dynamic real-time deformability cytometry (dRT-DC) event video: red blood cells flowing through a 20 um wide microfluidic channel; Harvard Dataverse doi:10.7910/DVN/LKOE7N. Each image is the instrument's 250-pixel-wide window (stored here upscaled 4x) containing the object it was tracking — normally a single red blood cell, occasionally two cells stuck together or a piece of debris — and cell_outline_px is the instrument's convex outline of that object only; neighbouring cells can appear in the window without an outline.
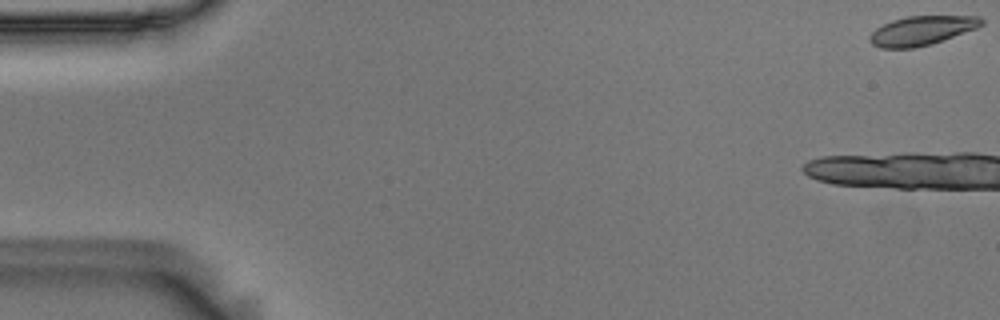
{"species": "Egyptian fruit bat (a non-hibernating species)", "species_latin": "Rousettus aegyptiacus", "temperature_condition": "room temperature", "stored_images_in_passage": 15, "camera_frame_rate_fps": 3000, "um_per_image_px": 0.085, "animal": {"sex": "male"}, "frame": {"image": 1, "passage_image": 1, "time_ms": 0.0, "image_size_px": [1000, 320], "cell_outline_px": [[984, 24], [976, 28], [932, 44], [912, 48], [880, 48], [872, 44], [868, 40], [868, 36], [876, 28], [892, 20], [908, 16], [980, 16], [984, 20]], "centroid_in_image_um": [78.33, 2.6], "position_along_channel_um": 6.7, "area_um2": 19.02}}